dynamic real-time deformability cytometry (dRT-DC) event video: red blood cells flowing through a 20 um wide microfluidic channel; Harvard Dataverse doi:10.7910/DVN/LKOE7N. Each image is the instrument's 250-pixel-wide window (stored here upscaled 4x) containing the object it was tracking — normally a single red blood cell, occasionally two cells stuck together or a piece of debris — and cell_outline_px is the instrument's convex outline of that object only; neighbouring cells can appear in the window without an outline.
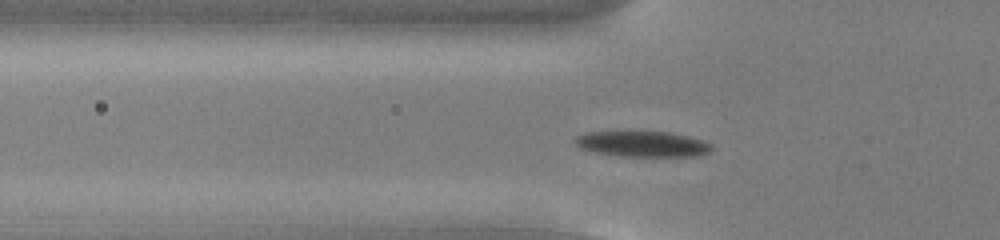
{"species": "common noctule bat (a hibernating species)", "species_latin": "Nyctalus noctula", "temperature_condition": "cold", "stored_images_in_passage": 50, "camera_frame_rate_fps": 3000, "um_per_image_px": 0.085, "animal": {"sex": "male", "body_mass_g": 13.0, "forearm_length_mm": 53.1}, "frame": {"image": 1, "passage_image": 14, "time_ms": 4.333, "image_size_px": [1000, 240], "cell_outline_px": [[712, 148], [708, 152], [700, 156], [620, 156], [596, 152], [580, 148], [576, 144], [576, 136], [588, 132], [616, 128], [628, 128], [668, 132], [688, 136], [712, 144]], "centroid_in_image_um": [54.54, 12.17], "position_along_channel_um": 71.3, "area_um2": 21.44}}
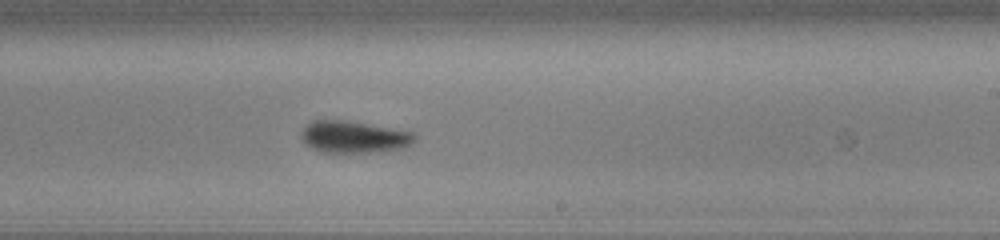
{"frame": {"image": 2, "passage_image": 29, "time_ms": 9.333, "image_size_px": [1000, 240], "cell_outline_px": [[416, 140], [404, 148], [376, 152], [320, 152], [304, 144], [300, 136], [300, 132], [312, 120], [340, 120], [412, 132], [416, 136]], "centroid_in_image_um": [30.03, 11.66], "position_along_channel_um": 259.0, "area_um2": 20.87}}
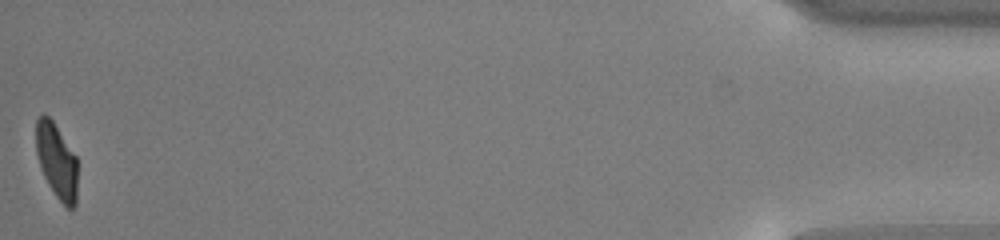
{"frame": {"image": 3, "passage_image": 50, "time_ms": 16.333, "image_size_px": [1000, 240], "cell_outline_px": [[76, 204], [72, 208], [68, 208], [56, 196], [48, 184], [40, 168], [36, 152], [36, 120], [44, 112], [52, 120], [76, 156]], "centroid_in_image_um": [4.79, 13.66], "position_along_channel_um": 430.4, "area_um2": 17.92}, "authors_computed_cell_mechanics": {"area_um2": 20.2011, "velocity_mm_per_s": 3.7689, "shape_relaxation_time_tau1_ms": 3.0184, "shape_relaxation_time_tau2_ms": 2.5048, "deformation_change_tau1": 0.1141, "deformation_change_tau2": 0.074}}